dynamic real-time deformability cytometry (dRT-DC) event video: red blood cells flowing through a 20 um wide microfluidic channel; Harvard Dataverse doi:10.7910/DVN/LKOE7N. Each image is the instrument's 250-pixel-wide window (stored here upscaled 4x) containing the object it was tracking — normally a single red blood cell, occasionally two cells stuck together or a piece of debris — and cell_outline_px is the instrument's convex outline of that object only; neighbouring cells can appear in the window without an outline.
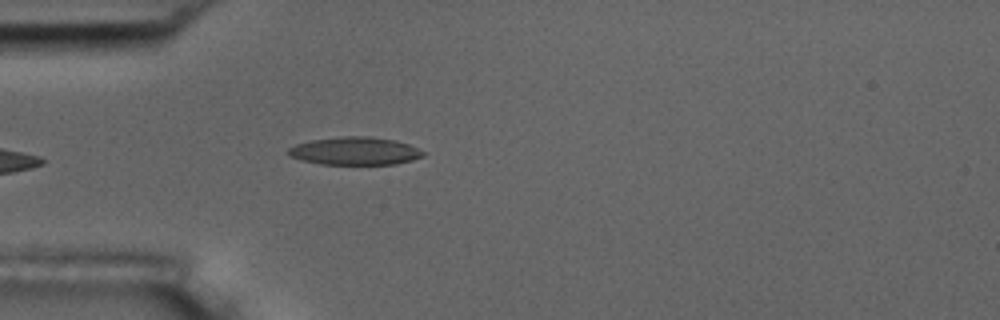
{"species": "common noctule bat (a hibernating species)", "species_latin": "Nyctalus noctula", "temperature_condition": "room temperature", "stored_images_in_passage": 3, "camera_frame_rate_fps": 3000, "um_per_image_px": 0.085, "animal": {"sex": "male", "body_mass_g": 17.5, "forearm_length_mm": 52.3}, "frame": {"image": 1, "passage_image": 3, "time_ms": 2.333, "image_size_px": [1000, 320], "cell_outline_px": [[424, 156], [412, 160], [396, 164], [320, 164], [300, 160], [288, 156], [288, 148], [296, 144], [312, 140], [340, 136], [368, 136], [396, 140], [408, 144], [424, 152]], "centroid_in_image_um": [30.14, 12.83], "position_along_channel_um": 54.9, "area_um2": 21.96}}